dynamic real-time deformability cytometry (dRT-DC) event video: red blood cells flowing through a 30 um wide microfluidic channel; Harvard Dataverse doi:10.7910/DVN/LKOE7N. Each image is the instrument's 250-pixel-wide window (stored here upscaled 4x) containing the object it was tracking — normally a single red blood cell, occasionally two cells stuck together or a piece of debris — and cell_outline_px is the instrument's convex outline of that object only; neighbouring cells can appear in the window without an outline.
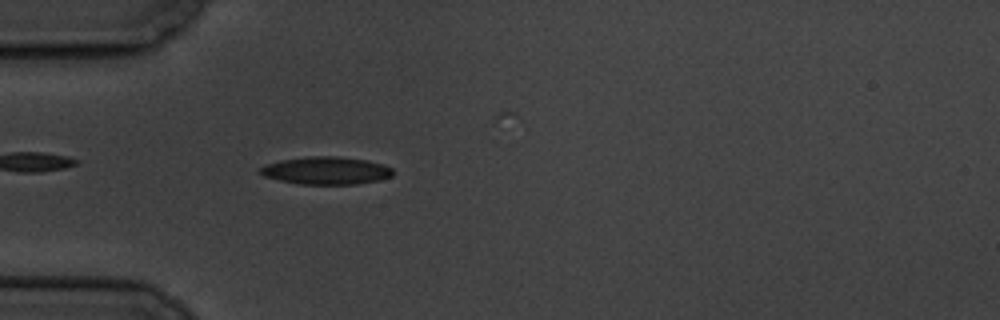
{"species": "common noctule bat (a hibernating species)", "species_latin": "Nyctalus noctula", "temperature_condition": "cold", "stored_images_in_passage": 4, "camera_frame_rate_fps": 3000, "um_per_image_px": 0.085, "animal": {"sex": "male", "body_mass_g": 19.5, "forearm_length_mm": 54.6}, "frame": {"image": 1, "passage_image": 4, "time_ms": 3.333, "image_size_px": [1000, 320], "cell_outline_px": [[392, 176], [380, 180], [356, 184], [300, 184], [280, 180], [264, 176], [260, 172], [260, 168], [264, 164], [280, 160], [304, 156], [340, 156], [364, 160], [384, 164], [392, 168]], "centroid_in_image_um": [27.72, 14.49], "position_along_channel_um": 57.3, "area_um2": 21.44}}